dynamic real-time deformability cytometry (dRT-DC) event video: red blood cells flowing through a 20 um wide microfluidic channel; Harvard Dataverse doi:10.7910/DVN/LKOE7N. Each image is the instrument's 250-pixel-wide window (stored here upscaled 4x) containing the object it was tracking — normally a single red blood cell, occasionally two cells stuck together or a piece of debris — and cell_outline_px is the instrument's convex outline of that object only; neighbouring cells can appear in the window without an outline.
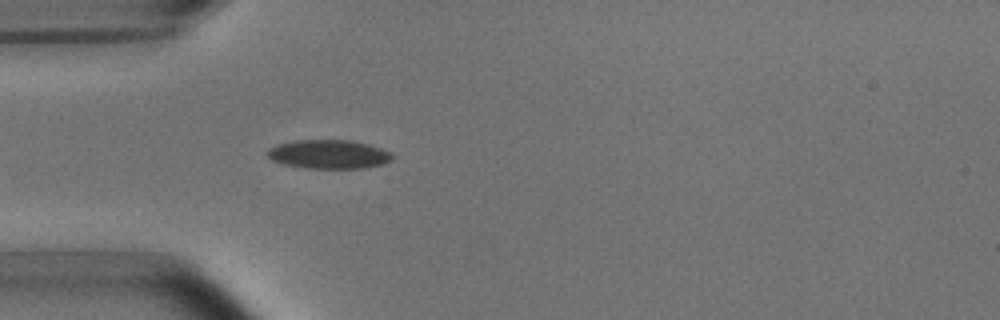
{"species": "common noctule bat (a hibernating species)", "species_latin": "Nyctalus noctula", "temperature_condition": "room temperature", "stored_images_in_passage": 5, "camera_frame_rate_fps": 3000, "um_per_image_px": 0.085, "animal": {"sex": "male", "body_mass_g": 15.6}, "frame": {"image": 1, "passage_image": 5, "time_ms": 4.667, "image_size_px": [1000, 320], "cell_outline_px": [[396, 156], [392, 160], [384, 164], [364, 168], [308, 168], [284, 164], [272, 160], [264, 152], [268, 148], [276, 144], [296, 140], [352, 140], [368, 144], [392, 152]], "centroid_in_image_um": [27.96, 13.1], "position_along_channel_um": 57.0, "area_um2": 21.27}}